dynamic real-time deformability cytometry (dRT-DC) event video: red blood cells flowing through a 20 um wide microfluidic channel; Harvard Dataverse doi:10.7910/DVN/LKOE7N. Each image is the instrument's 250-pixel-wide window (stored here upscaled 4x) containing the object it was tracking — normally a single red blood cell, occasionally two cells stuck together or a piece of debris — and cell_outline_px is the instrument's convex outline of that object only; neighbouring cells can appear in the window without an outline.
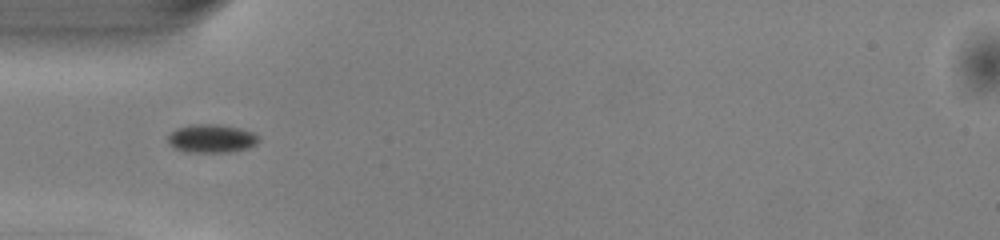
{"species": "common noctule bat (a hibernating species)", "species_latin": "Nyctalus noctula", "temperature_condition": "warm", "stored_images_in_passage": 38, "camera_frame_rate_fps": 3000, "um_per_image_px": 0.085, "animal": {"sex": "male", "body_mass_g": 13.0, "forearm_length_mm": 53.1}, "frame": {"image": 1, "passage_image": 4, "time_ms": 1.0, "image_size_px": [1000, 240], "cell_outline_px": [[260, 140], [256, 144], [248, 148], [228, 152], [188, 152], [176, 148], [168, 144], [168, 136], [176, 128], [192, 124], [220, 124], [240, 128], [252, 132], [260, 136]], "centroid_in_image_um": [18.0, 11.76], "position_along_channel_um": 67.0, "area_um2": 15.09}}
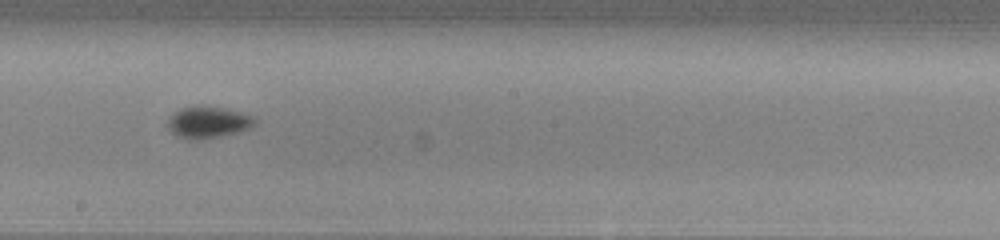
{"frame": {"image": 2, "passage_image": 16, "time_ms": 5.0, "image_size_px": [1000, 240], "cell_outline_px": [[256, 124], [240, 132], [200, 140], [188, 140], [176, 136], [168, 128], [168, 120], [180, 108], [196, 104], [224, 108], [240, 112], [252, 116], [256, 120]], "centroid_in_image_um": [17.67, 10.39], "position_along_channel_um": 230.5, "area_um2": 16.24}}
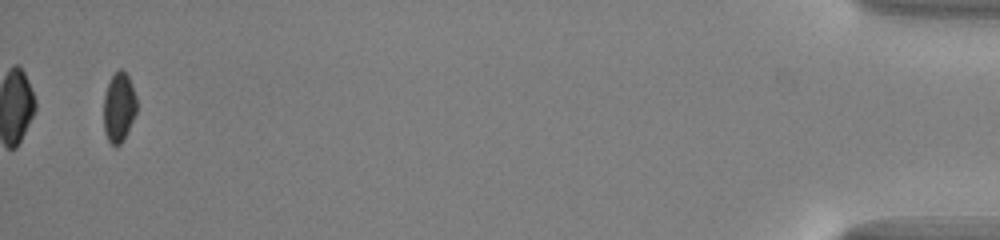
{"frame": {"image": 3, "passage_image": 37, "time_ms": 12.0, "image_size_px": [1000, 240], "cell_outline_px": [[136, 112], [120, 144], [112, 144], [108, 140], [104, 132], [104, 96], [108, 84], [112, 76], [120, 68], [128, 76], [136, 96]], "centroid_in_image_um": [10.09, 9.1], "position_along_channel_um": 425.1, "area_um2": 12.95}, "authors_computed_cell_mechanics": {"area_um2": 14.7101, "velocity_mm_per_s": 4.0912, "shape_relaxation_time_tau1_ms": 1.5694, "shape_relaxation_time_tau2_ms": null, "deformation_change_tau1": 0.0642, "deformation_change_tau2": null}}